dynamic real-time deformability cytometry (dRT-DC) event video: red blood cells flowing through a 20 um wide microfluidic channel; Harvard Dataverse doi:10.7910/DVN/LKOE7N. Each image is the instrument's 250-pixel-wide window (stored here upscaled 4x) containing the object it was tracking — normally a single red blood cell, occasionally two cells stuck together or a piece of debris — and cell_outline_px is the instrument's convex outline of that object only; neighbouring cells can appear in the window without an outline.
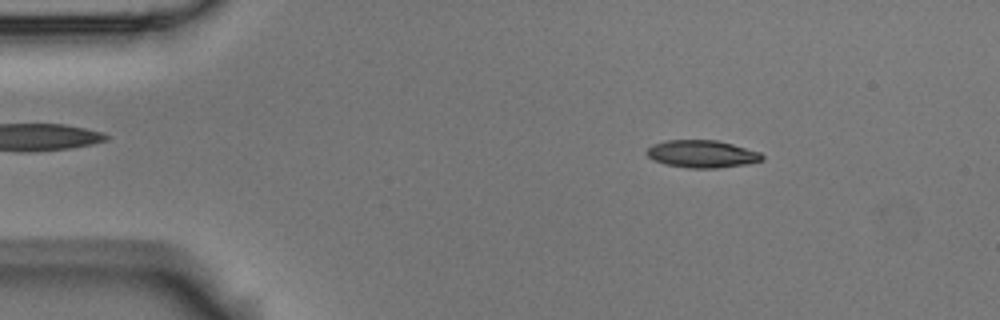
{"species": "Egyptian fruit bat (a non-hibernating species)", "species_latin": "Rousettus aegyptiacus", "temperature_condition": "room temperature", "stored_images_in_passage": 3, "camera_frame_rate_fps": 3000, "um_per_image_px": 0.085, "animal": {"sex": "male"}, "frame": {"image": 1, "passage_image": 1, "time_ms": 0.0, "image_size_px": [1000, 320], "cell_outline_px": [[764, 160], [748, 164], [716, 168], [688, 168], [664, 164], [652, 160], [644, 152], [652, 144], [664, 140], [716, 140], [732, 144], [760, 152], [764, 156]], "centroid_in_image_um": [59.64, 13.09], "position_along_channel_um": 25.4, "area_um2": 18.67}}